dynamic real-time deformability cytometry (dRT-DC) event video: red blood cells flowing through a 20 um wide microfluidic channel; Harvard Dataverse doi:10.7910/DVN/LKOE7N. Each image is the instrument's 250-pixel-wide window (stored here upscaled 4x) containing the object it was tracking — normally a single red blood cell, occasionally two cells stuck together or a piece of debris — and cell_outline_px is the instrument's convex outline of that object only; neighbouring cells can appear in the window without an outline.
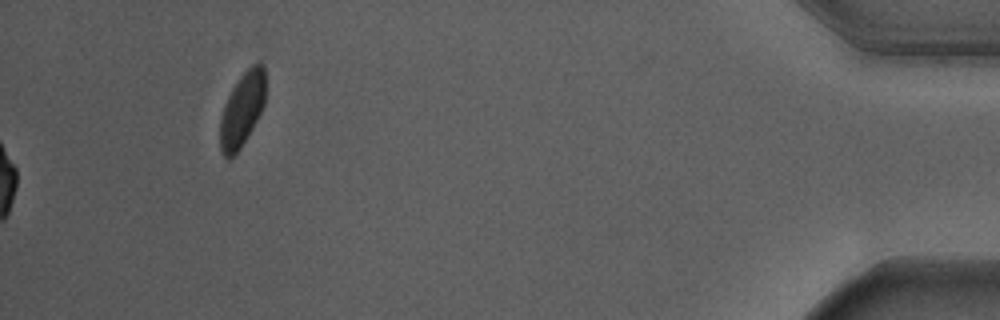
{"species": "Egyptian fruit bat (a non-hibernating species)", "species_latin": "Rousettus aegyptiacus", "temperature_condition": "warm", "stored_images_in_passage": 42, "camera_frame_rate_fps": 3000, "um_per_image_px": 0.085, "animal": {"sex": "male"}, "frame": {"image": 1, "passage_image": 42, "time_ms": 13.667, "image_size_px": [1000, 320], "cell_outline_px": [[264, 104], [252, 128], [240, 148], [228, 160], [220, 152], [220, 116], [228, 96], [232, 88], [240, 76], [252, 64], [260, 60], [264, 64]], "centroid_in_image_um": [20.56, 9.29], "position_along_channel_um": 414.6, "area_um2": 19.42}, "authors_computed_cell_mechanics": {"area_um2": 22.9755, "velocity_mm_per_s": 3.6739, "shape_relaxation_time_tau1_ms": 4.8475, "shape_relaxation_time_tau2_ms": null, "deformation_change_tau1": 0.1817, "deformation_change_tau2": null}}